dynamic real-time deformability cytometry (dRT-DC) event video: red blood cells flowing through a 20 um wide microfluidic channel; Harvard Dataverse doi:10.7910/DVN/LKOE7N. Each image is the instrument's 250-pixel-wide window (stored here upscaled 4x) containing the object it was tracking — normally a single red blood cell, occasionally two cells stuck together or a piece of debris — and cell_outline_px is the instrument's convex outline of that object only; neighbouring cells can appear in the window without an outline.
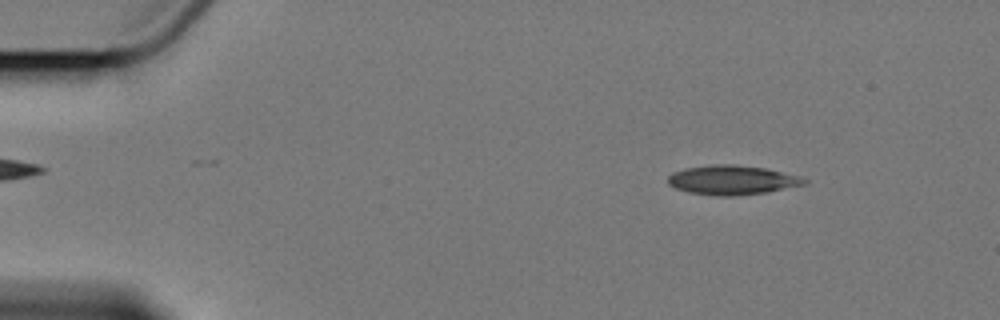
{"species": "Egyptian fruit bat (a non-hibernating species)", "species_latin": "Rousettus aegyptiacus", "temperature_condition": "cold", "stored_images_in_passage": 4, "camera_frame_rate_fps": 3000, "um_per_image_px": 0.085, "animal": {"sex": "female"}, "frame": {"image": 1, "passage_image": 1, "time_ms": 0.0, "image_size_px": [1000, 320], "cell_outline_px": [[808, 184], [768, 192], [732, 196], [720, 196], [688, 192], [676, 188], [668, 184], [668, 176], [676, 172], [688, 168], [716, 164], [732, 164], [764, 168], [800, 176], [808, 180]], "centroid_in_image_um": [62.29, 15.31], "position_along_channel_um": 22.7, "area_um2": 23.12}}